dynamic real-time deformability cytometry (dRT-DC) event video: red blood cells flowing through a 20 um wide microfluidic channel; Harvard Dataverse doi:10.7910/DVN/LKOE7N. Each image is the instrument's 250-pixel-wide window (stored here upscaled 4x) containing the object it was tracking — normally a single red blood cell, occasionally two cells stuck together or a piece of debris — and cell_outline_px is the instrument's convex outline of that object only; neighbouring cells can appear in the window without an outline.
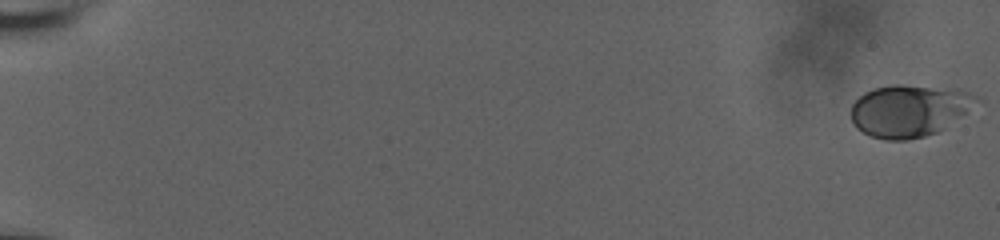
{"species": "human", "species_latin": "Homo sapiens", "temperature_condition": "room temperature", "stored_images_in_passage": 60, "camera_frame_rate_fps": 3000, "um_per_image_px": 0.085, "donor": {"sex": "male"}, "frame": {"image": 1, "passage_image": 1, "time_ms": 0.0, "image_size_px": [1000, 240], "cell_outline_px": [[980, 96], [964, 112], [944, 128], [936, 132], [924, 136], [908, 140], [884, 140], [868, 136], [856, 128], [852, 120], [852, 104], [864, 92], [872, 88], [892, 84], [900, 84], [956, 88]], "centroid_in_image_um": [77.22, 9.39], "position_along_channel_um": 7.8, "area_um2": 37.97}}
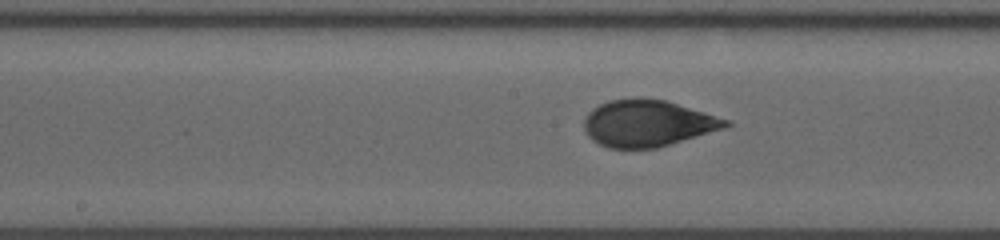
{"frame": {"image": 2, "passage_image": 34, "time_ms": 11.0, "image_size_px": [1000, 240], "cell_outline_px": [[732, 124], [724, 128], [656, 148], [608, 148], [592, 140], [588, 136], [584, 128], [584, 116], [592, 108], [608, 100], [640, 96], [664, 100], [704, 112], [728, 120]], "centroid_in_image_um": [54.99, 10.46], "position_along_channel_um": 193.2, "area_um2": 38.44}}
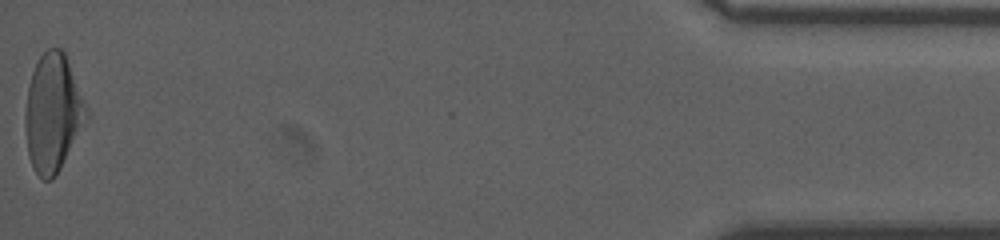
{"frame": {"image": 3, "passage_image": 60, "time_ms": 19.667, "image_size_px": [1000, 240], "cell_outline_px": [[88, 116], [60, 168], [52, 180], [44, 180], [32, 168], [28, 156], [24, 124], [24, 116], [28, 88], [32, 72], [40, 56], [48, 48], [60, 48], [64, 52], [88, 108]], "centroid_in_image_um": [4.47, 9.6], "position_along_channel_um": 430.7, "area_um2": 41.56}, "authors_computed_cell_mechanics": {"area_um2": 37.5411, "velocity_mm_per_s": 3.7176, "shape_relaxation_time_tau1_ms": 4.4844, "shape_relaxation_time_tau2_ms": null, "deformation_change_tau1": 0.1679, "deformation_change_tau2": null}}